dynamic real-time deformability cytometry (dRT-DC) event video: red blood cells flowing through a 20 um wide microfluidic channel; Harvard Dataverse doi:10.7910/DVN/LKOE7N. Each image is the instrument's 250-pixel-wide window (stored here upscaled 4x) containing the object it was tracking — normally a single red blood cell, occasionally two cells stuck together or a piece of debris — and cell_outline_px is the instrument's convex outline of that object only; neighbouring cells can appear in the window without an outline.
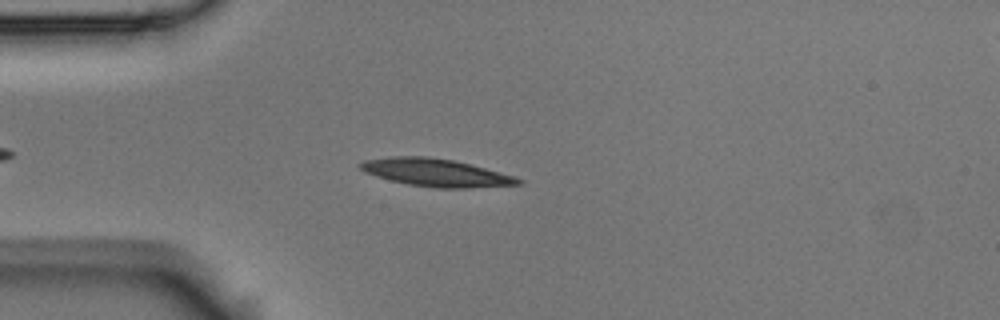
{"species": "Egyptian fruit bat (a non-hibernating species)", "species_latin": "Rousettus aegyptiacus", "temperature_condition": "room temperature", "stored_images_in_passage": 41, "camera_frame_rate_fps": 3000, "um_per_image_px": 0.085, "animal": {"sex": "male"}, "frame": {"image": 1, "passage_image": 7, "time_ms": 2.0, "image_size_px": [1000, 320], "cell_outline_px": [[524, 184], [468, 188], [436, 188], [408, 184], [376, 176], [364, 172], [356, 164], [364, 160], [392, 156], [428, 156], [452, 160], [516, 176], [524, 180]], "centroid_in_image_um": [37.05, 14.67], "position_along_channel_um": 47.9, "area_um2": 25.49}}
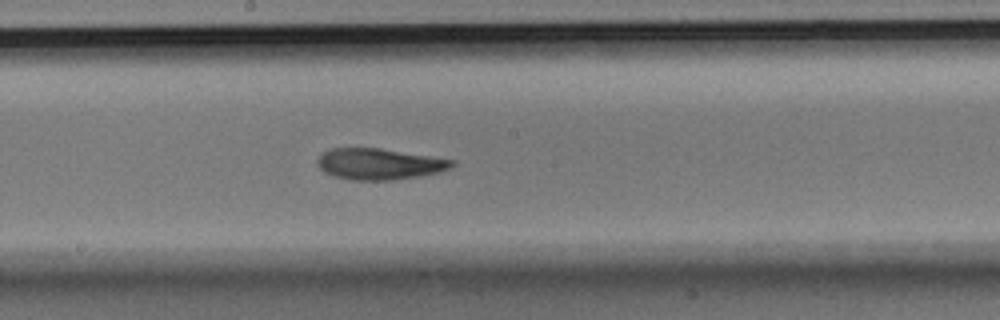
{"frame": {"image": 2, "passage_image": 22, "time_ms": 7.0, "image_size_px": [1000, 320], "cell_outline_px": [[456, 164], [440, 172], [420, 176], [392, 180], [348, 180], [332, 176], [324, 172], [316, 164], [316, 160], [320, 152], [328, 148], [380, 148], [456, 160]], "centroid_in_image_um": [32.18, 13.94], "position_along_channel_um": 216.0, "area_um2": 24.8}}
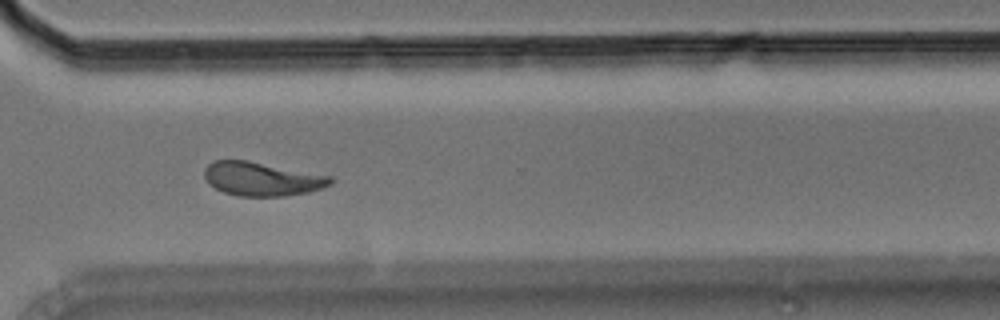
{"frame": {"image": 3, "passage_image": 33, "time_ms": 10.667, "image_size_px": [1000, 320], "cell_outline_px": [[336, 180], [332, 184], [308, 192], [284, 196], [240, 196], [224, 192], [216, 188], [204, 176], [204, 168], [212, 160], [248, 160], [332, 176]], "centroid_in_image_um": [22.29, 15.19], "position_along_channel_um": 348.3, "area_um2": 24.8}, "authors_computed_cell_mechanics": {"area_um2": 24.7962, "velocity_mm_per_s": 3.6222, "shape_relaxation_time_tau1_ms": 9.0075, "shape_relaxation_time_tau2_ms": 3.911, "deformation_change_tau1": 0.2234, "deformation_change_tau2": 0.1098}}